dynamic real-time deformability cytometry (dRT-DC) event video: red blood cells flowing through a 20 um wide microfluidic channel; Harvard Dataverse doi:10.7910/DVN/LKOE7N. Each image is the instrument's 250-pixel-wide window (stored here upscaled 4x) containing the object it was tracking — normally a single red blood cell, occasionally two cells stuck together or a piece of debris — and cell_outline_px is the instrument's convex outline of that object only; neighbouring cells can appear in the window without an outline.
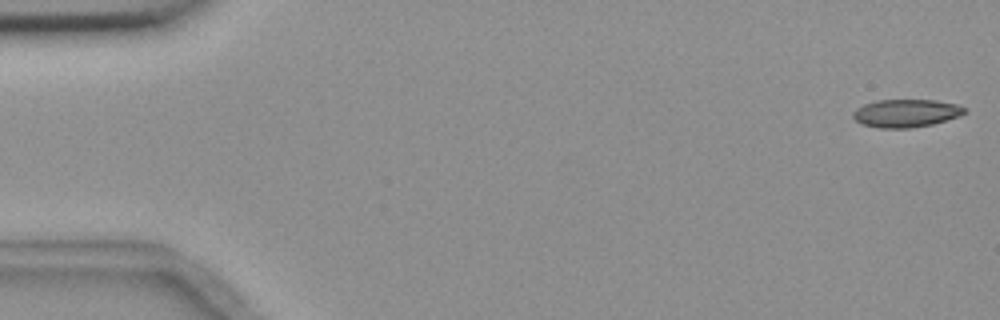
{"species": "common noctule bat (a hibernating species)", "species_latin": "Nyctalus noctula", "temperature_condition": "room temperature", "stored_images_in_passage": 5, "camera_frame_rate_fps": 3000, "um_per_image_px": 0.085, "animal": {"sex": "female", "body_mass_g": 18.4}, "frame": {"image": 1, "passage_image": 1, "time_ms": 0.0, "image_size_px": [1000, 320], "cell_outline_px": [[968, 112], [960, 116], [932, 124], [912, 128], [880, 128], [860, 124], [852, 116], [852, 112], [856, 108], [864, 104], [876, 100], [936, 100], [956, 104], [968, 108]], "centroid_in_image_um": [77.02, 9.62], "position_along_channel_um": 8.0, "area_um2": 18.38}}
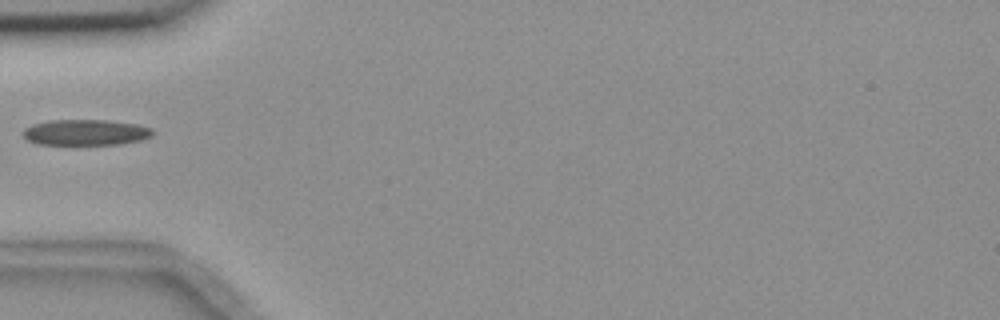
{"frame": {"image": 2, "passage_image": 5, "time_ms": 5.667, "image_size_px": [1000, 320], "cell_outline_px": [[156, 132], [152, 136], [140, 140], [120, 144], [36, 144], [28, 140], [24, 136], [24, 128], [32, 124], [52, 120], [108, 120], [136, 124], [152, 128]], "centroid_in_image_um": [7.31, 11.25], "position_along_channel_um": 77.7, "area_um2": 19.48}}